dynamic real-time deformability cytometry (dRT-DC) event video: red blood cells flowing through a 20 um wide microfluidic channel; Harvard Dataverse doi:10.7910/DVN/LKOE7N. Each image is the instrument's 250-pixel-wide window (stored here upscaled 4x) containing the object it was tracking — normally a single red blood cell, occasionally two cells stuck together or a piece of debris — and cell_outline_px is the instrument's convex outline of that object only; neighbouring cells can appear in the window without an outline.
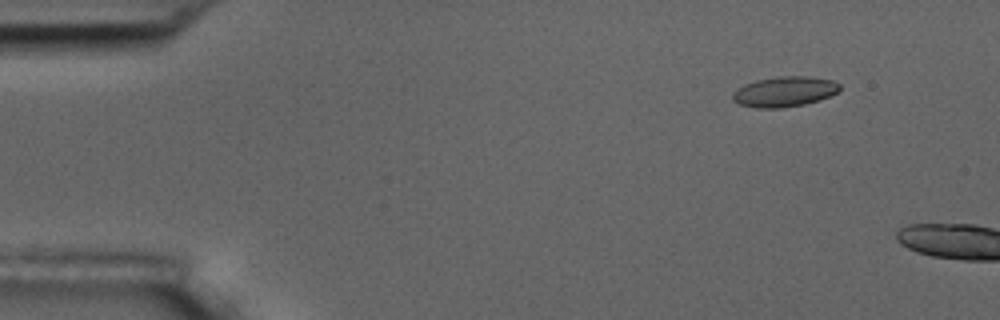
{"species": "common noctule bat (a hibernating species)", "species_latin": "Nyctalus noctula", "temperature_condition": "room temperature", "stored_images_in_passage": 4, "camera_frame_rate_fps": 3000, "um_per_image_px": 0.085, "animal": {"sex": "male", "body_mass_g": 17.5, "forearm_length_mm": 52.3}, "frame": {"image": 1, "passage_image": 2, "time_ms": 1.333, "image_size_px": [1000, 320], "cell_outline_px": [[840, 92], [820, 100], [804, 104], [780, 108], [756, 108], [740, 104], [732, 100], [732, 92], [744, 84], [756, 80], [776, 76], [808, 76], [832, 80], [840, 84]], "centroid_in_image_um": [66.69, 7.78], "position_along_channel_um": 18.3, "area_um2": 19.07}}